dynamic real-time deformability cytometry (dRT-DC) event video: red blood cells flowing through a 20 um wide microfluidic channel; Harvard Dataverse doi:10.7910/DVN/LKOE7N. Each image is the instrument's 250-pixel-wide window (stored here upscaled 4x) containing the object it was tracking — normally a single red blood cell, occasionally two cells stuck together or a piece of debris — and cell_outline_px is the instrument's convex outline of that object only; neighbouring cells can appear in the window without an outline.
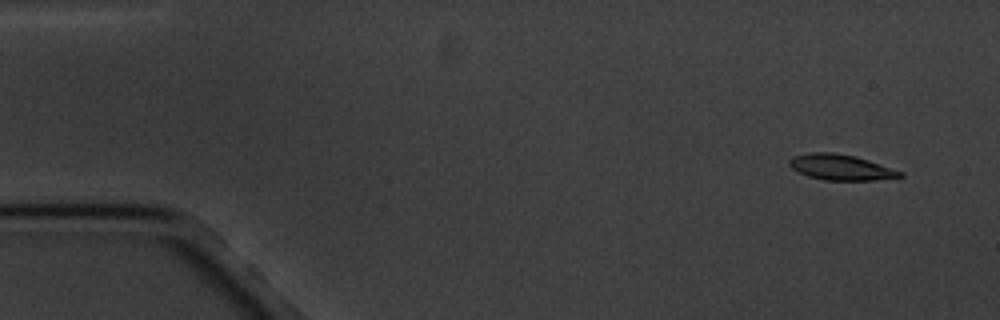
{"species": "common noctule bat (a hibernating species)", "species_latin": "Nyctalus noctula", "temperature_condition": "cold", "stored_images_in_passage": 4, "camera_frame_rate_fps": 3000, "um_per_image_px": 0.085, "animal": {"sex": "male", "body_mass_g": 20.1, "forearm_length_mm": 53.5}, "frame": {"image": 1, "passage_image": 1, "time_ms": 0.0, "image_size_px": [1000, 320], "cell_outline_px": [[904, 176], [876, 180], [824, 180], [808, 176], [792, 168], [788, 164], [788, 160], [792, 156], [808, 152], [832, 152], [856, 156], [904, 172]], "centroid_in_image_um": [71.45, 14.21], "position_along_channel_um": 13.5, "area_um2": 16.59}}
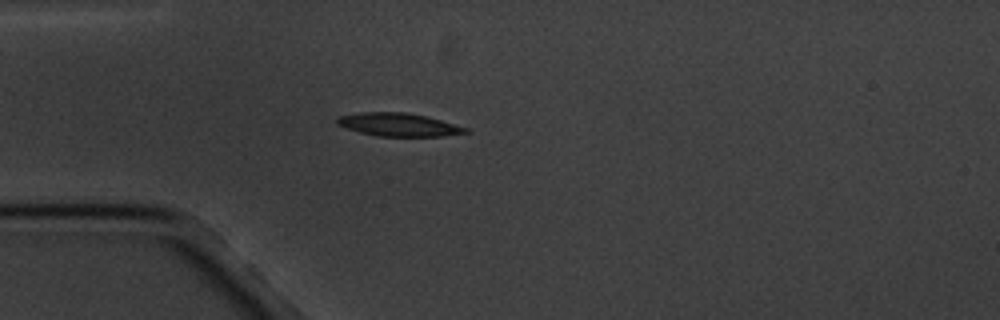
{"frame": {"image": 2, "passage_image": 4, "time_ms": 4.0, "image_size_px": [1000, 320], "cell_outline_px": [[472, 132], [444, 136], [376, 136], [360, 132], [336, 124], [336, 120], [340, 116], [360, 112], [404, 112], [424, 116], [440, 120], [468, 128]], "centroid_in_image_um": [33.9, 10.6], "position_along_channel_um": 51.1, "area_um2": 17.17}}